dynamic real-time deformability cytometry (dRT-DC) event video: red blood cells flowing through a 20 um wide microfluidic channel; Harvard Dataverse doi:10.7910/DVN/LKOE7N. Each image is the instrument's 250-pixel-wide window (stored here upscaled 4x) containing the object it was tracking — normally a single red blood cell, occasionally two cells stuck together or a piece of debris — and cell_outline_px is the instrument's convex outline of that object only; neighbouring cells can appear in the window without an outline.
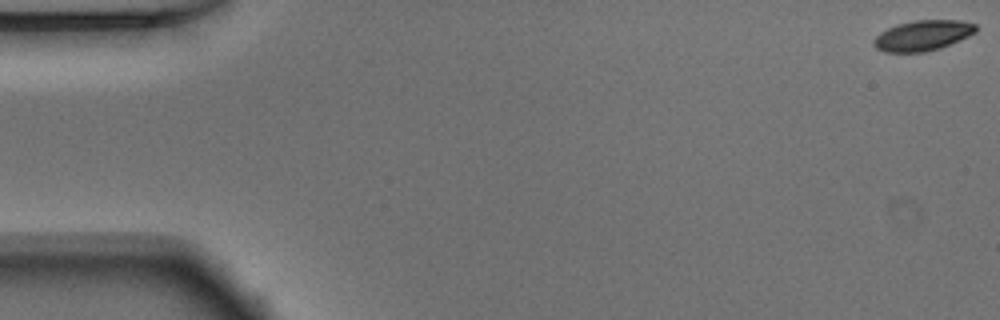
{"species": "Egyptian fruit bat (a non-hibernating species)", "species_latin": "Rousettus aegyptiacus", "temperature_condition": "warm", "stored_images_in_passage": 14, "camera_frame_rate_fps": 3000, "um_per_image_px": 0.085, "animal": {"sex": "male"}, "frame": {"image": 1, "passage_image": 1, "time_ms": 0.0, "image_size_px": [1000, 320], "cell_outline_px": [[976, 32], [968, 36], [940, 48], [924, 52], [884, 52], [876, 48], [872, 44], [872, 40], [880, 32], [896, 24], [916, 20], [960, 20], [976, 24]], "centroid_in_image_um": [78.4, 3.01], "position_along_channel_um": 6.6, "area_um2": 18.09}}
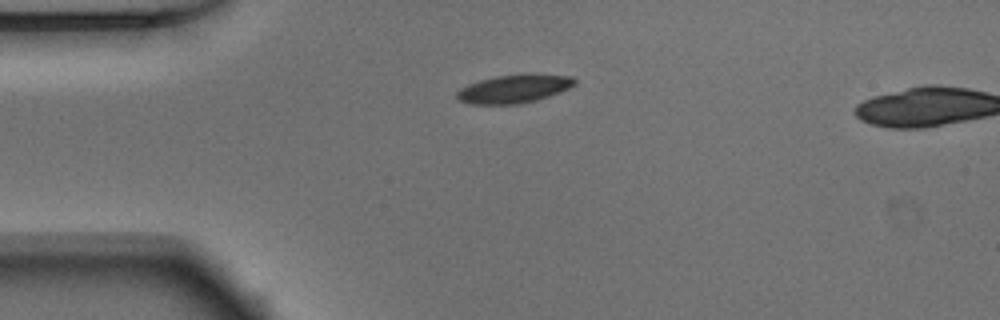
{"frame": {"image": 2, "passage_image": 13, "time_ms": 4.0, "image_size_px": [1000, 320], "cell_outline_px": [[576, 84], [560, 92], [536, 100], [520, 104], [472, 104], [460, 100], [456, 96], [456, 92], [460, 88], [468, 84], [480, 80], [496, 76], [520, 72], [532, 72], [572, 76], [576, 80]], "centroid_in_image_um": [43.73, 7.51], "position_along_channel_um": 41.3, "area_um2": 19.94}}